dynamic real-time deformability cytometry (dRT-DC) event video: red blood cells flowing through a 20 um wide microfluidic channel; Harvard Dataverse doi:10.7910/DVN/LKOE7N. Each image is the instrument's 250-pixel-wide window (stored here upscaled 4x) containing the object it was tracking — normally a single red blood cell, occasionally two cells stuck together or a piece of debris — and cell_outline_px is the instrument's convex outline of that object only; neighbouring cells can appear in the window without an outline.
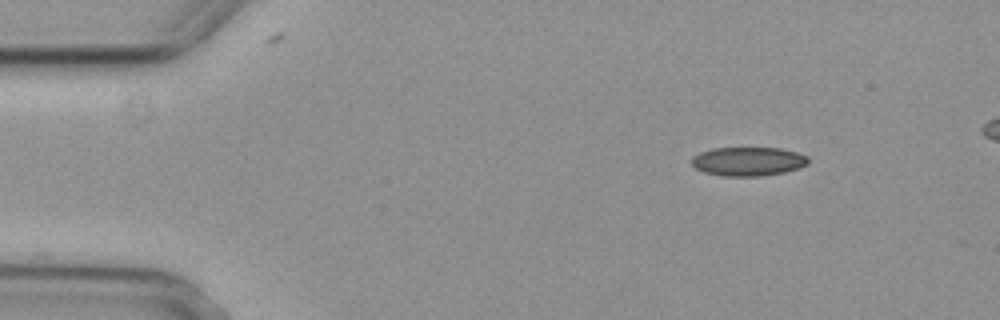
{"species": "common noctule bat (a hibernating species)", "species_latin": "Nyctalus noctula", "temperature_condition": "cold", "stored_images_in_passage": 4, "camera_frame_rate_fps": 3000, "um_per_image_px": 0.085, "animal": {"sex": "female", "body_mass_g": 29.2, "forearm_length_mm": 56.3}, "frame": {"image": 1, "passage_image": 1, "time_ms": 0.0, "image_size_px": [1000, 320], "cell_outline_px": [[808, 164], [784, 172], [760, 176], [720, 176], [704, 172], [696, 168], [692, 164], [692, 156], [700, 152], [712, 148], [780, 148], [796, 152], [808, 156]], "centroid_in_image_um": [63.57, 13.72], "position_along_channel_um": 21.4, "area_um2": 19.59}}